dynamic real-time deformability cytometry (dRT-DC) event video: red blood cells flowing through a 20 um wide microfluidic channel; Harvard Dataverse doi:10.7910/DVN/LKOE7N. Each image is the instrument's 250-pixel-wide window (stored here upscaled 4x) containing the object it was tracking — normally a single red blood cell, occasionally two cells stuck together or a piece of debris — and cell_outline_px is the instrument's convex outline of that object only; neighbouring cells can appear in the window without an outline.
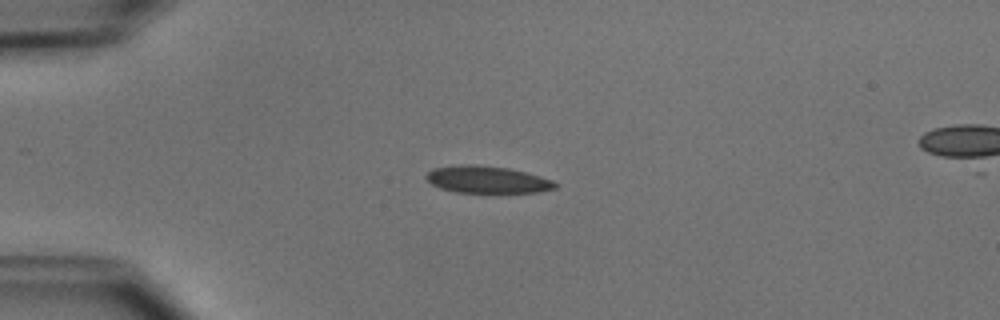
{"species": "common noctule bat (a hibernating species)", "species_latin": "Nyctalus noctula", "temperature_condition": "cold", "stored_images_in_passage": 39, "camera_frame_rate_fps": 3000, "um_per_image_px": 0.085, "animal": {"sex": "male", "body_mass_g": 15.6}, "frame": {"image": 1, "passage_image": 1, "time_ms": 0.0, "image_size_px": [1000, 320], "cell_outline_px": [[560, 184], [556, 188], [536, 192], [456, 192], [440, 188], [432, 184], [424, 176], [432, 168], [460, 164], [476, 164], [508, 168], [540, 176], [552, 180]], "centroid_in_image_um": [41.39, 15.25], "position_along_channel_um": 43.6, "area_um2": 20.35}}
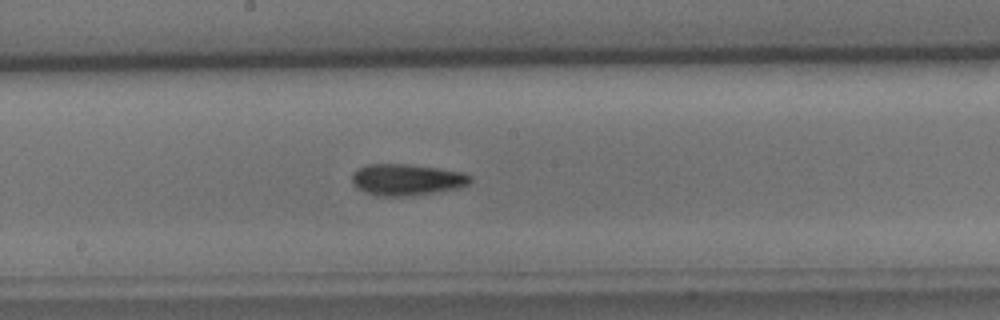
{"frame": {"image": 2, "passage_image": 16, "time_ms": 5.0, "image_size_px": [1000, 320], "cell_outline_px": [[472, 180], [468, 184], [456, 188], [432, 192], [404, 196], [380, 196], [356, 188], [352, 184], [352, 172], [356, 168], [364, 164], [408, 164], [464, 172], [472, 176]], "centroid_in_image_um": [34.52, 15.25], "position_along_channel_um": 213.7, "area_um2": 21.56}}
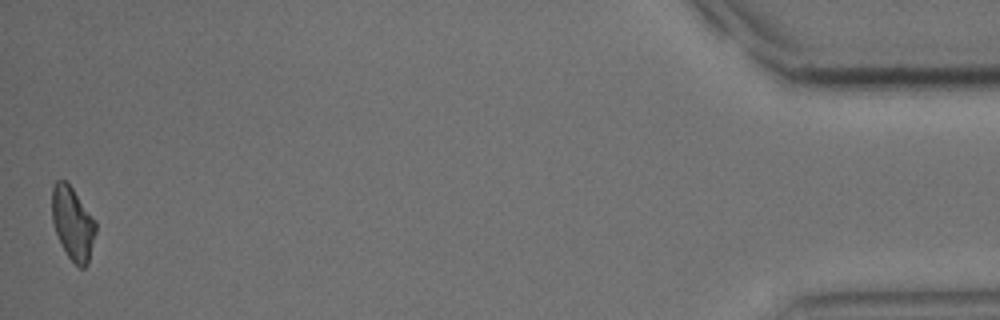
{"frame": {"image": 3, "passage_image": 39, "time_ms": 12.667, "image_size_px": [1000, 320], "cell_outline_px": [[96, 232], [88, 264], [84, 268], [80, 268], [68, 256], [60, 244], [52, 220], [52, 188], [56, 180], [64, 180], [72, 188], [96, 220]], "centroid_in_image_um": [6.19, 19.0], "position_along_channel_um": 429.0, "area_um2": 18.61}, "authors_computed_cell_mechanics": {"area_um2": 19.9988, "velocity_mm_per_s": 3.9175, "shape_relaxation_time_tau1_ms": 4.9381, "shape_relaxation_time_tau2_ms": 11.1597, "deformation_change_tau1": 0.1055, "deformation_change_tau2": 0.1964}}